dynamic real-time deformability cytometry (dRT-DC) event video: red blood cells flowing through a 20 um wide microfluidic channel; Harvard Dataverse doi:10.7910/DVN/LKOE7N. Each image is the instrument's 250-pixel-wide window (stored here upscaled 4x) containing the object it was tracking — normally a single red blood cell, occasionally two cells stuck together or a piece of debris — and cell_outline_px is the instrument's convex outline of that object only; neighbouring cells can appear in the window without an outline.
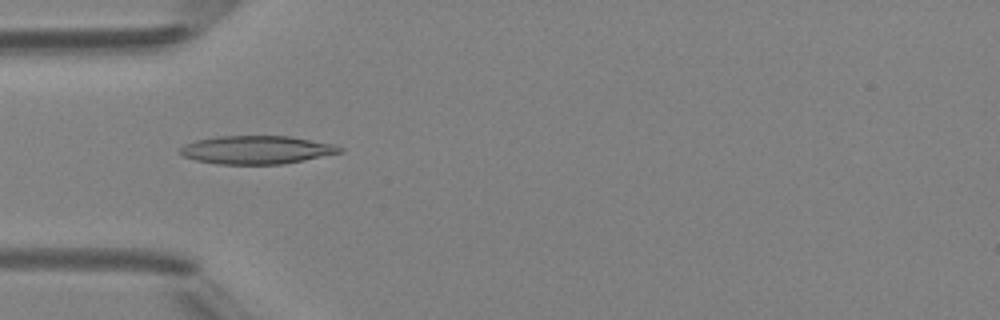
{"species": "Egyptian fruit bat (a non-hibernating species)", "species_latin": "Rousettus aegyptiacus", "temperature_condition": "room temperature", "stored_images_in_passage": 4, "camera_frame_rate_fps": 3000, "um_per_image_px": 0.085, "animal": {"sex": "female"}, "frame": {"image": 1, "passage_image": 3, "time_ms": 2.333, "image_size_px": [1000, 320], "cell_outline_px": [[344, 152], [280, 164], [216, 164], [196, 160], [184, 156], [176, 152], [184, 144], [196, 140], [220, 136], [292, 136], [332, 144], [344, 148]], "centroid_in_image_um": [21.78, 12.73], "position_along_channel_um": 63.2, "area_um2": 26.24}}
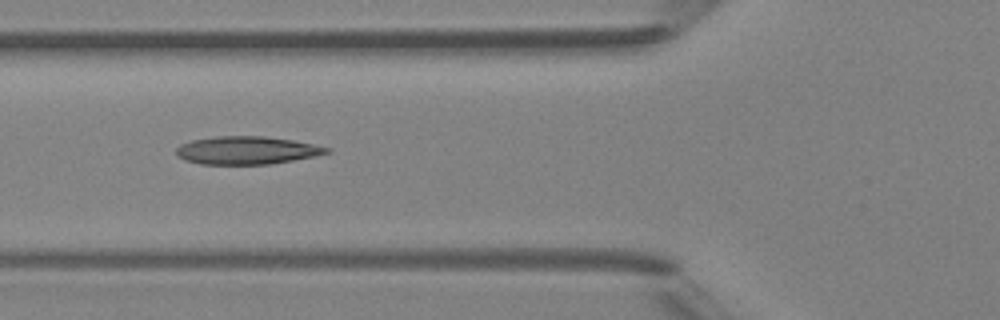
{"frame": {"image": 2, "passage_image": 4, "time_ms": 3.333, "image_size_px": [1000, 320], "cell_outline_px": [[332, 152], [292, 160], [268, 164], [200, 164], [184, 160], [176, 156], [176, 148], [180, 144], [192, 140], [216, 136], [264, 136], [292, 140], [332, 148]], "centroid_in_image_um": [20.94, 12.77], "position_along_channel_um": 104.9, "area_um2": 24.45}}